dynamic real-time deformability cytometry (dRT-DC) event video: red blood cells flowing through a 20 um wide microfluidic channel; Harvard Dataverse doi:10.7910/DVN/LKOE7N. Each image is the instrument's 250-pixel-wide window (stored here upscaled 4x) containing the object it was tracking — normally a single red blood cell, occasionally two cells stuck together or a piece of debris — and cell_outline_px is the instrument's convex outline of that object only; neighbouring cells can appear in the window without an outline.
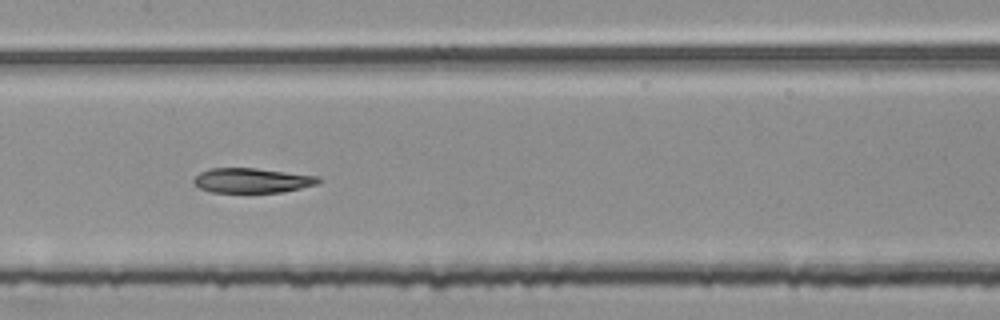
{"species": "common noctule bat (a hibernating species)", "species_latin": "Nyctalus noctula", "temperature_condition": "room temperature", "stored_images_in_passage": 52, "segment_of_instrument_passage": [2, 2], "camera_frame_rate_fps": 3000, "um_per_image_px": 0.085, "animal": {"sex": "female", "body_mass_g": 25.1}, "frame": {"image": 1, "passage_image": 26, "time_ms": 8.333, "image_size_px": [1000, 320], "cell_outline_px": [[324, 180], [320, 184], [280, 192], [212, 192], [200, 188], [192, 180], [200, 172], [208, 168], [256, 168], [320, 176]], "centroid_in_image_um": [21.48, 15.33], "position_along_channel_um": 185.9, "area_um2": 18.09}}
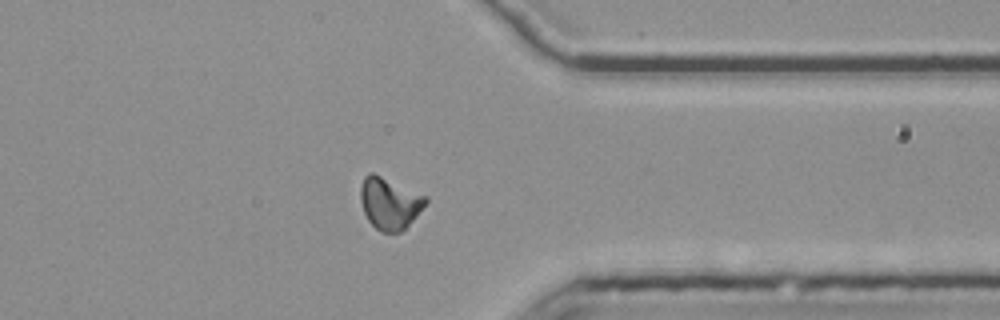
{"frame": {"image": 2, "passage_image": 42, "time_ms": 13.667, "image_size_px": [1000, 320], "cell_outline_px": [[428, 200], [416, 216], [404, 228], [396, 232], [380, 232], [368, 220], [364, 212], [360, 200], [360, 184], [364, 176], [368, 172], [372, 172], [428, 196]], "centroid_in_image_um": [33.09, 17.24], "position_along_channel_um": 378.3, "area_um2": 19.54}}
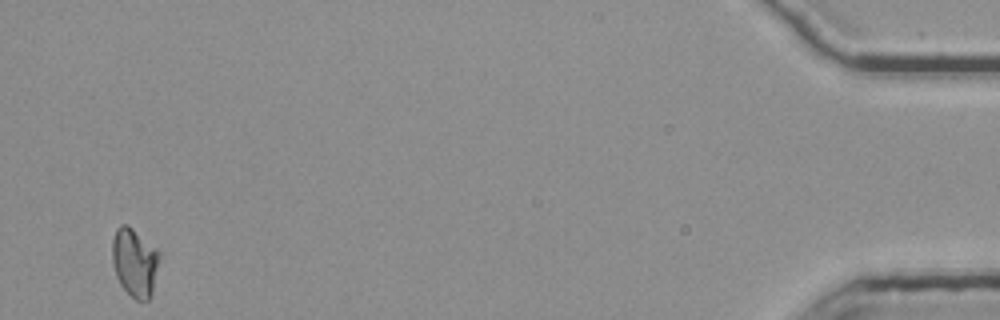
{"frame": {"image": 3, "passage_image": 52, "time_ms": 17.0, "image_size_px": [1000, 320], "cell_outline_px": [[160, 256], [152, 292], [148, 300], [136, 300], [120, 284], [116, 276], [112, 264], [112, 240], [116, 228], [120, 224], [128, 224], [156, 248], [160, 252]], "centroid_in_image_um": [11.43, 22.26], "position_along_channel_um": 423.8, "area_um2": 18.84}}